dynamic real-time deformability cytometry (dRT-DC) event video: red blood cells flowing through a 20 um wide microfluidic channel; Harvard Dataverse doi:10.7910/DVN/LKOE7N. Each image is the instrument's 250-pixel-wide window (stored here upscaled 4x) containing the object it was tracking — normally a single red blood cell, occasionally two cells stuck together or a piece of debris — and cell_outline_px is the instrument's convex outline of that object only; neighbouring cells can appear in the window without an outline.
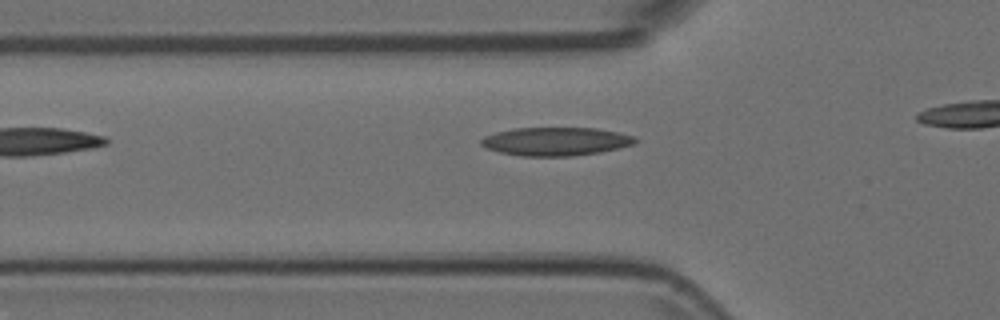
{"species": "Egyptian fruit bat (a non-hibernating species)", "species_latin": "Rousettus aegyptiacus", "temperature_condition": "room temperature", "stored_images_in_passage": 12, "camera_frame_rate_fps": 3000, "um_per_image_px": 0.085, "animal": {"sex": "female"}, "frame": {"image": 1, "passage_image": 3, "time_ms": 0.667, "image_size_px": [1000, 320], "cell_outline_px": [[640, 140], [636, 144], [600, 152], [572, 156], [520, 156], [500, 152], [488, 148], [480, 144], [480, 140], [484, 136], [496, 132], [516, 128], [596, 128], [616, 132], [632, 136]], "centroid_in_image_um": [47.25, 12.02], "position_along_channel_um": 78.5, "area_um2": 25.43}}
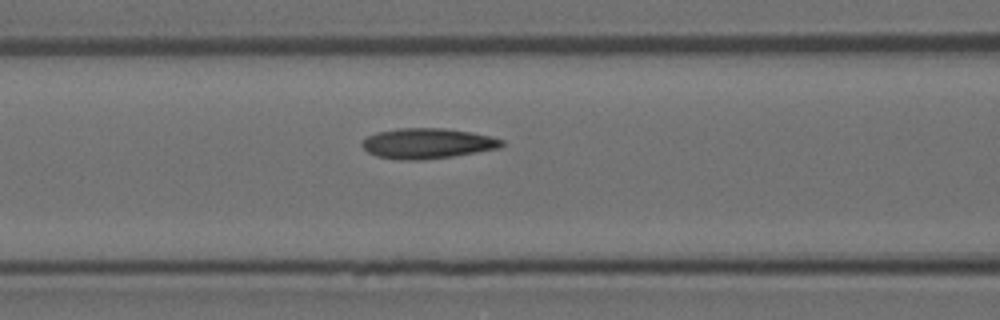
{"frame": {"image": 2, "passage_image": 7, "time_ms": 2.0, "image_size_px": [1000, 320], "cell_outline_px": [[504, 144], [500, 148], [452, 156], [420, 160], [400, 160], [376, 156], [368, 152], [360, 144], [368, 136], [376, 132], [396, 128], [444, 128], [492, 136], [504, 140]], "centroid_in_image_um": [36.32, 12.19], "position_along_channel_um": 130.3, "area_um2": 24.68}}
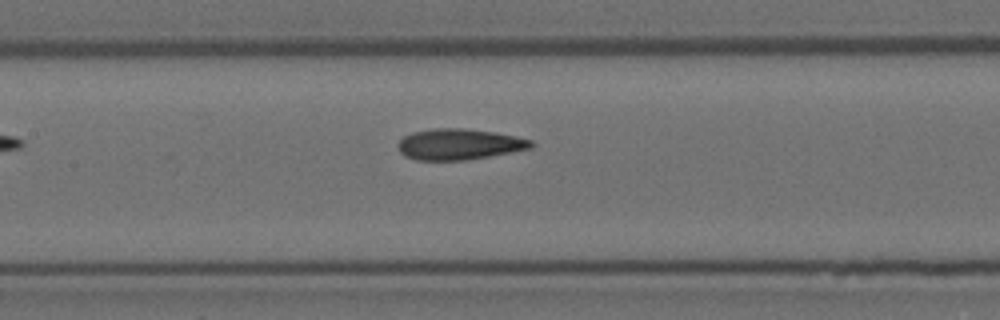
{"frame": {"image": 3, "passage_image": 10, "time_ms": 3.0, "image_size_px": [1000, 320], "cell_outline_px": [[536, 144], [532, 148], [488, 156], [464, 160], [416, 160], [404, 156], [400, 152], [396, 144], [404, 136], [412, 132], [432, 128], [464, 128], [492, 132], [516, 136], [532, 140]], "centroid_in_image_um": [39.0, 12.26], "position_along_channel_um": 168.4, "area_um2": 24.04}}